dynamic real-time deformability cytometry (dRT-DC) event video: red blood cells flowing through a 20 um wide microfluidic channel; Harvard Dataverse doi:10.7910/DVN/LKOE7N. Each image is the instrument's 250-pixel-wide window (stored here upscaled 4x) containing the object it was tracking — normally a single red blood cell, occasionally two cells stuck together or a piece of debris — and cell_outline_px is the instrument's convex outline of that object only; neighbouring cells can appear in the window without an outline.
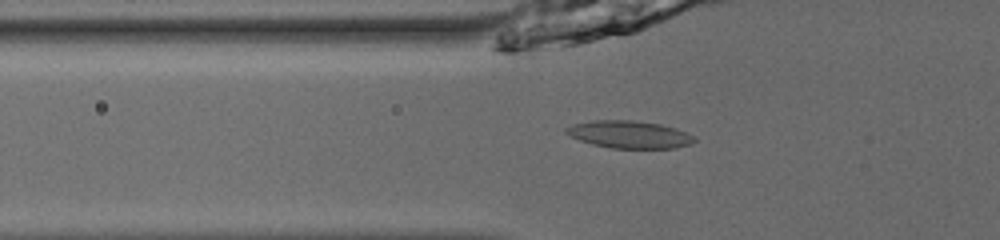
{"species": "common noctule bat (a hibernating species)", "species_latin": "Nyctalus noctula", "temperature_condition": "room temperature", "stored_images_in_passage": 38, "camera_frame_rate_fps": 3000, "um_per_image_px": 0.085, "animal": {"sex": "male", "body_mass_g": 13.0, "forearm_length_mm": 53.1}, "frame": {"image": 1, "passage_image": 5, "time_ms": 1.333, "image_size_px": [1000, 240], "cell_outline_px": [[696, 140], [692, 144], [676, 148], [612, 148], [592, 144], [580, 140], [564, 132], [564, 128], [572, 124], [592, 120], [632, 120], [660, 124], [676, 128], [696, 136]], "centroid_in_image_um": [53.52, 11.43], "position_along_channel_um": 72.3, "area_um2": 20.63}}
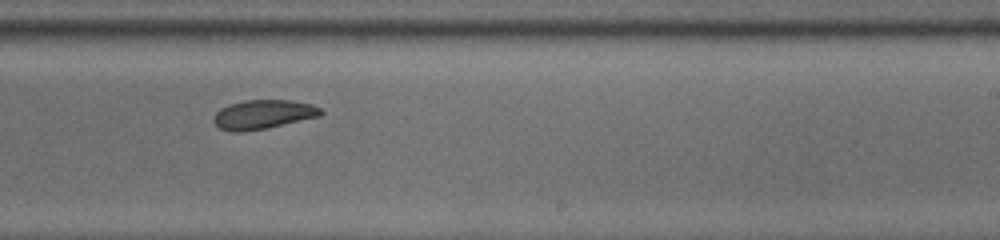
{"frame": {"image": 2, "passage_image": 20, "time_ms": 6.333, "image_size_px": [1000, 240], "cell_outline_px": [[324, 112], [320, 116], [264, 128], [240, 132], [232, 132], [220, 128], [212, 120], [216, 112], [220, 108], [228, 104], [244, 100], [292, 100], [312, 104], [320, 108]], "centroid_in_image_um": [22.35, 9.71], "position_along_channel_um": 266.7, "area_um2": 18.09}}
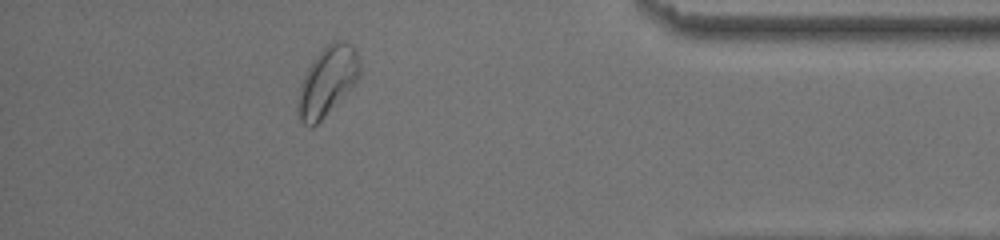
{"frame": {"image": 3, "passage_image": 33, "time_ms": 10.667, "image_size_px": [1000, 240], "cell_outline_px": [[360, 76], [320, 120], [312, 128], [308, 128], [296, 116], [296, 108], [300, 84], [308, 68], [316, 56], [332, 40], [340, 40], [352, 44], [356, 52], [360, 64]], "centroid_in_image_um": [27.78, 6.9], "position_along_channel_um": 407.4, "area_um2": 24.45}, "authors_computed_cell_mechanics": {"area_um2": 19.2763, "velocity_mm_per_s": 3.9002, "shape_relaxation_time_tau1_ms": 3.2945, "shape_relaxation_time_tau2_ms": 6.535, "deformation_change_tau1": 0.0865, "deformation_change_tau2": 0.1103}}